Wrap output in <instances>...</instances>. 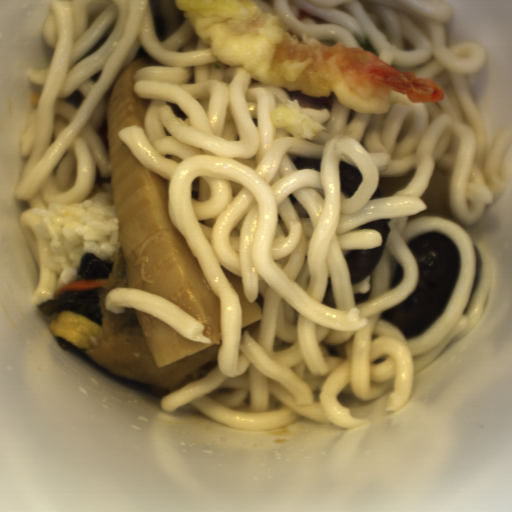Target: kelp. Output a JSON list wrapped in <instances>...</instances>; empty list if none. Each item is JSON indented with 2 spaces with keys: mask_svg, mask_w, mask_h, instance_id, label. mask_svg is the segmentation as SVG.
Masks as SVG:
<instances>
[{
  "mask_svg": "<svg viewBox=\"0 0 512 512\" xmlns=\"http://www.w3.org/2000/svg\"><path fill=\"white\" fill-rule=\"evenodd\" d=\"M99 290L100 287L84 291L65 290L38 307L47 318L65 312H76L104 328Z\"/></svg>",
  "mask_w": 512,
  "mask_h": 512,
  "instance_id": "1",
  "label": "kelp"
},
{
  "mask_svg": "<svg viewBox=\"0 0 512 512\" xmlns=\"http://www.w3.org/2000/svg\"><path fill=\"white\" fill-rule=\"evenodd\" d=\"M113 268L112 258L98 259L96 253H85L76 268L74 279L106 280Z\"/></svg>",
  "mask_w": 512,
  "mask_h": 512,
  "instance_id": "2",
  "label": "kelp"
}]
</instances>
